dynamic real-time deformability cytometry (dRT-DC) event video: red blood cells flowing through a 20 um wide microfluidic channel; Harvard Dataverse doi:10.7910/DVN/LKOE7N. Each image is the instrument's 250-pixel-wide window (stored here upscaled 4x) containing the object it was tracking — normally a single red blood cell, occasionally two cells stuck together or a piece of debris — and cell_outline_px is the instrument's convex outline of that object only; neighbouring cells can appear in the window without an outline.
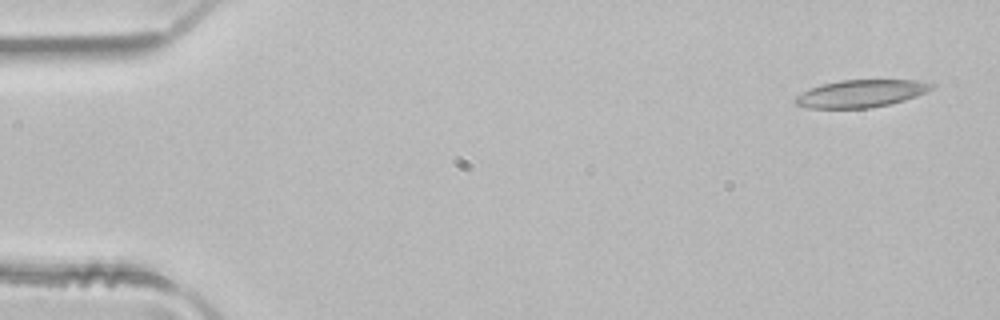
{"species": "common noctule bat (a hibernating species)", "species_latin": "Nyctalus noctula", "temperature_condition": "room temperature", "stored_images_in_passage": 4, "camera_frame_rate_fps": 3000, "um_per_image_px": 0.085, "animal": {"sex": "male", "body_mass_g": 21.5, "forearm_length_mm": 52.0}, "frame": {"image": 1, "passage_image": 1, "time_ms": 0.0, "image_size_px": [1000, 320], "cell_outline_px": [[936, 88], [916, 96], [904, 100], [888, 104], [868, 108], [808, 108], [796, 104], [792, 100], [796, 96], [820, 84], [840, 80], [916, 80], [936, 84]], "centroid_in_image_um": [73.2, 7.94], "position_along_channel_um": 11.8, "area_um2": 21.79}}
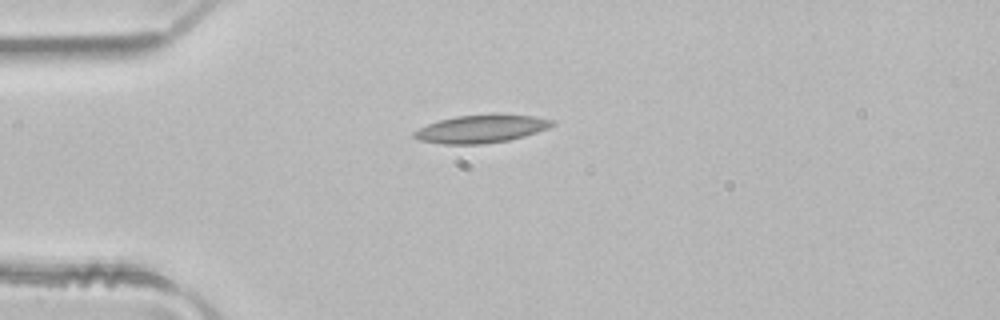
{"frame": {"image": 2, "passage_image": 3, "time_ms": 0.667, "image_size_px": [1000, 320], "cell_outline_px": [[556, 124], [548, 128], [524, 136], [508, 140], [484, 144], [444, 144], [420, 140], [412, 136], [412, 132], [428, 124], [440, 120], [456, 116], [536, 116], [552, 120]], "centroid_in_image_um": [40.87, 10.98], "position_along_channel_um": 44.1, "area_um2": 21.73}}
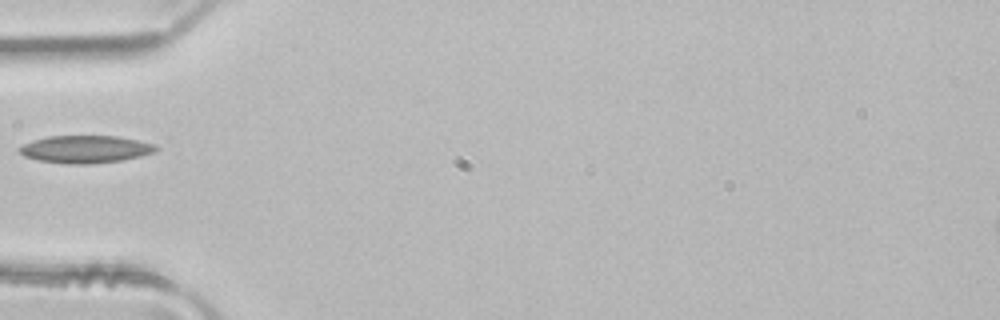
{"frame": {"image": 3, "passage_image": 4, "time_ms": 1.0, "image_size_px": [1000, 320], "cell_outline_px": [[160, 148], [156, 152], [124, 160], [88, 164], [68, 164], [36, 160], [24, 156], [16, 148], [32, 140], [48, 136], [116, 136], [156, 144]], "centroid_in_image_um": [7.26, 12.69], "position_along_channel_um": 77.7, "area_um2": 22.08}}